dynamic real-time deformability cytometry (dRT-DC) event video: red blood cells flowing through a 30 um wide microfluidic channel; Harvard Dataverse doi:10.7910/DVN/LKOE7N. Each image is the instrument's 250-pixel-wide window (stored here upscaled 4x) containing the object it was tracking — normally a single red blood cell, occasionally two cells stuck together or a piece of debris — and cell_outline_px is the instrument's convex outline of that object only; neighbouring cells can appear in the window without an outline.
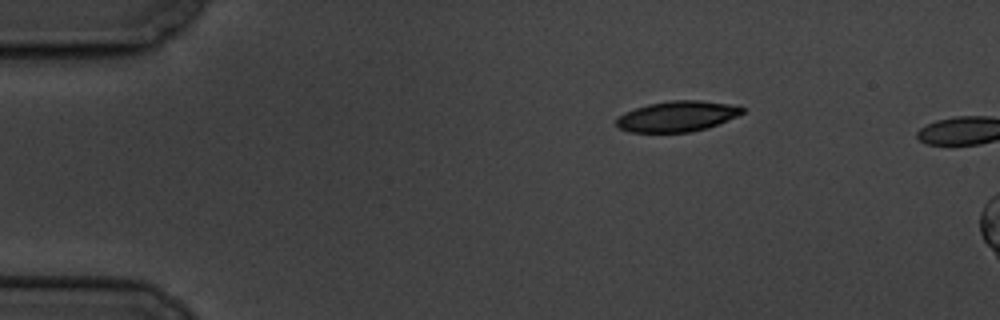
{"species": "common noctule bat (a hibernating species)", "species_latin": "Nyctalus noctula", "temperature_condition": "cold", "stored_images_in_passage": 2, "camera_frame_rate_fps": 3000, "um_per_image_px": 0.085, "animal": {"sex": "male", "body_mass_g": 19.5, "forearm_length_mm": 54.6}, "frame": {"image": 1, "passage_image": 1, "time_ms": 0.0, "image_size_px": [1000, 320], "cell_outline_px": [[744, 112], [736, 116], [708, 128], [692, 132], [628, 132], [620, 128], [616, 124], [616, 120], [624, 112], [648, 104], [672, 100], [700, 100], [728, 104], [744, 108]], "centroid_in_image_um": [57.54, 9.89], "position_along_channel_um": 27.5, "area_um2": 22.25}}